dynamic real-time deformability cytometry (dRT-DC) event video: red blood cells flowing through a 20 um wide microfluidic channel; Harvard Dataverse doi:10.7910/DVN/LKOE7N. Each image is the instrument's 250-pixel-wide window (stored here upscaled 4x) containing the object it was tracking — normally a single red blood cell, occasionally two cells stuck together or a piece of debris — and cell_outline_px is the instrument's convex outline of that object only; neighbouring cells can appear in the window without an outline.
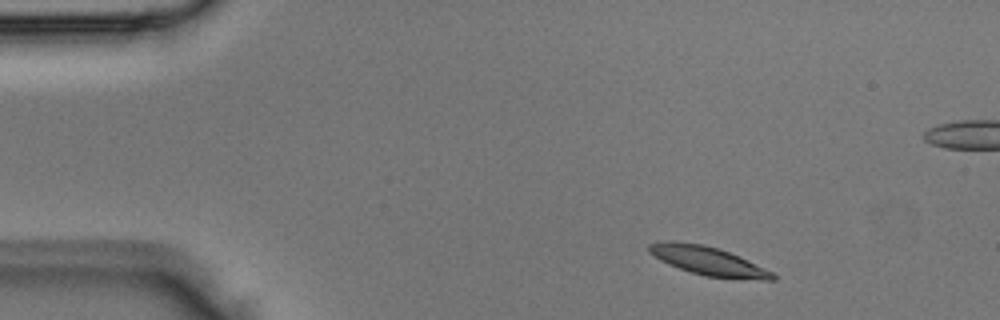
{"species": "Egyptian fruit bat (a non-hibernating species)", "species_latin": "Rousettus aegyptiacus", "temperature_condition": "room temperature", "stored_images_in_passage": 3, "camera_frame_rate_fps": 3000, "um_per_image_px": 0.085, "animal": {"sex": "male"}, "frame": {"image": 1, "passage_image": 1, "time_ms": 0.0, "image_size_px": [1000, 320], "cell_outline_px": [[776, 280], [764, 280], [704, 276], [668, 264], [660, 260], [648, 252], [648, 244], [668, 240], [676, 240], [704, 244], [740, 256], [772, 272], [776, 276]], "centroid_in_image_um": [60.15, 22.16], "position_along_channel_um": 24.8, "area_um2": 20.58}}